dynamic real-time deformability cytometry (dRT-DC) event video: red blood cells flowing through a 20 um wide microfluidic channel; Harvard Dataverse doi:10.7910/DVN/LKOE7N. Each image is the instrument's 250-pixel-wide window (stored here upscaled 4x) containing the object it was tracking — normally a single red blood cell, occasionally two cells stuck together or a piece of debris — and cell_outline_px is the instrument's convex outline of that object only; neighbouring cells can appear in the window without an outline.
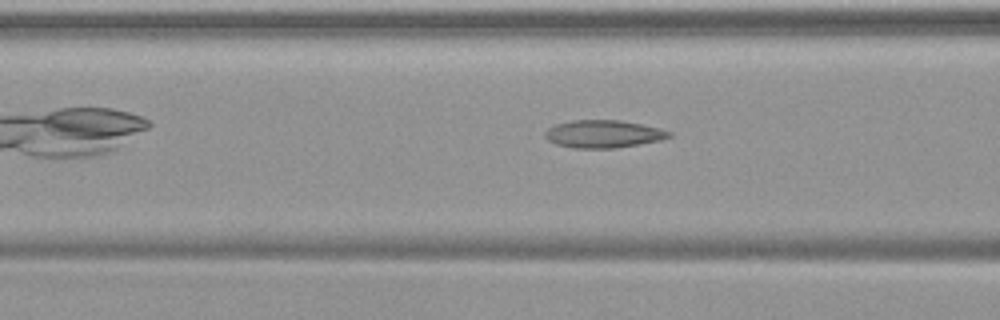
{"species": "common noctule bat (a hibernating species)", "species_latin": "Nyctalus noctula", "temperature_condition": "warm", "stored_images_in_passage": 44, "camera_frame_rate_fps": 3000, "um_per_image_px": 0.085, "animal": {"sex": "female", "body_mass_g": 19.9}, "frame": {"image": 1, "passage_image": 12, "time_ms": 3.667, "image_size_px": [1000, 320], "cell_outline_px": [[672, 136], [660, 140], [616, 148], [572, 148], [556, 144], [548, 140], [544, 136], [544, 132], [548, 128], [556, 124], [572, 120], [620, 120], [660, 128], [672, 132]], "centroid_in_image_um": [51.27, 11.38], "position_along_channel_um": 115.3, "area_um2": 20.0}}
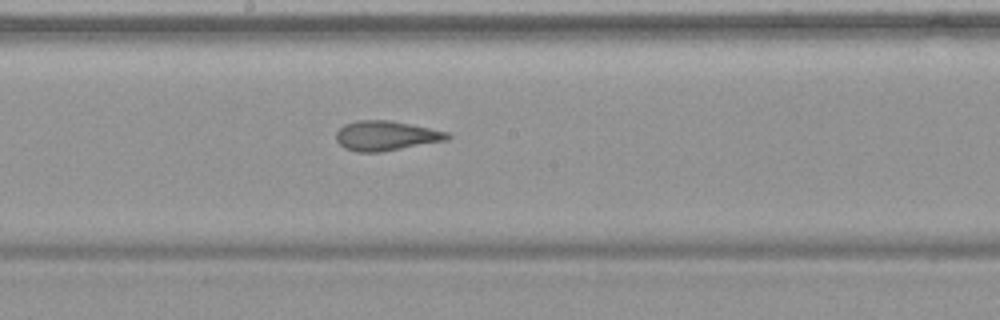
{"frame": {"image": 2, "passage_image": 20, "time_ms": 6.333, "image_size_px": [1000, 320], "cell_outline_px": [[452, 136], [448, 140], [384, 152], [356, 152], [344, 148], [336, 140], [336, 132], [344, 124], [356, 120], [388, 120], [448, 132]], "centroid_in_image_um": [32.8, 11.55], "position_along_channel_um": 215.4, "area_um2": 19.36}}
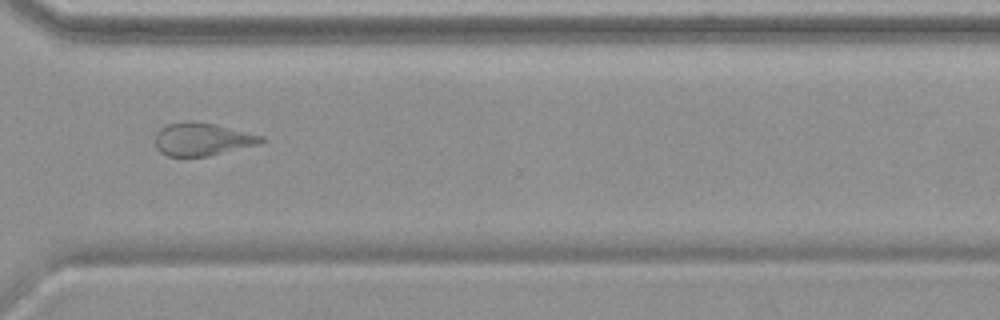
{"frame": {"image": 3, "passage_image": 31, "time_ms": 10.0, "image_size_px": [1000, 320], "cell_outline_px": [[268, 140], [260, 144], [208, 156], [168, 156], [160, 152], [156, 148], [156, 132], [160, 128], [168, 124], [188, 120], [216, 124], [264, 136]], "centroid_in_image_um": [17.22, 11.83], "position_along_channel_um": 353.4, "area_um2": 20.46}, "authors_computed_cell_mechanics": {"area_um2": 21.0103, "velocity_mm_per_s": 3.7635, "shape_relaxation_time_tau1_ms": null, "shape_relaxation_time_tau2_ms": 1.9824, "deformation_change_tau1": null, "deformation_change_tau2": 0.0991}}